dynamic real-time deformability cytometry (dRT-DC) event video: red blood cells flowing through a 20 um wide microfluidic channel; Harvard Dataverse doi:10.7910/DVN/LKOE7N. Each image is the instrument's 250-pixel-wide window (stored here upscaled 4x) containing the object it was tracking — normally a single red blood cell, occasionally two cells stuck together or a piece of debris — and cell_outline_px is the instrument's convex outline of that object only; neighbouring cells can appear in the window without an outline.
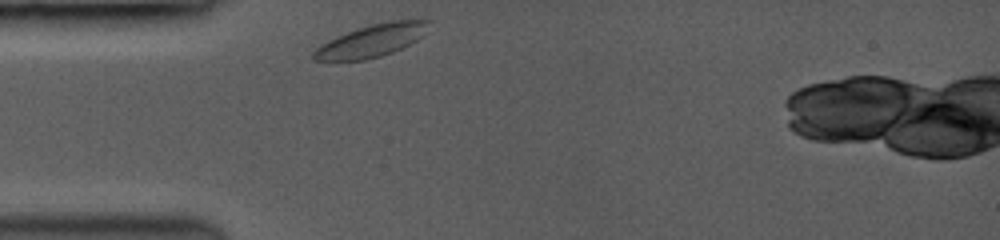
{"species": "common noctule bat (a hibernating species)", "species_latin": "Nyctalus noctula", "temperature_condition": "room temperature", "stored_images_in_passage": 36, "camera_frame_rate_fps": 3500, "um_per_image_px": 0.085, "animal": {"sex": "female", "body_mass_g": 19.0, "forearm_length_mm": 53.3}, "frame": {"image": 1, "passage_image": 1, "time_ms": 0.0, "image_size_px": [1000, 240], "cell_outline_px": [[432, 20], [424, 36], [392, 52], [380, 56], [364, 60], [312, 60], [312, 52], [320, 44], [336, 36], [356, 28], [372, 24], [392, 20]], "centroid_in_image_um": [31.58, 3.45], "position_along_channel_um": 53.4, "area_um2": 21.73}}
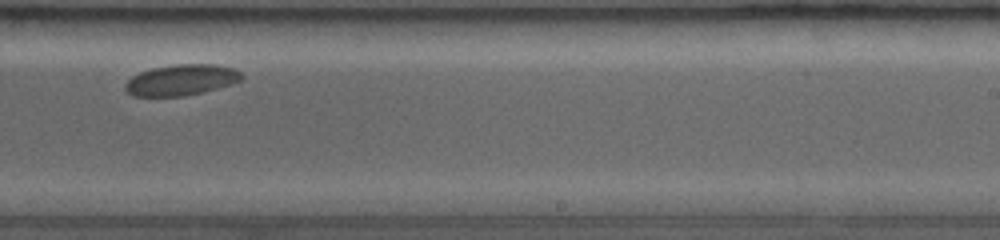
{"frame": {"image": 2, "passage_image": 23, "time_ms": 6.286, "image_size_px": [1000, 240], "cell_outline_px": [[244, 76], [240, 80], [216, 88], [200, 92], [180, 96], [136, 96], [128, 92], [124, 88], [124, 84], [132, 76], [140, 72], [152, 68], [176, 64], [212, 64], [232, 68], [240, 72]], "centroid_in_image_um": [15.36, 6.78], "position_along_channel_um": 273.6, "area_um2": 20.58}}
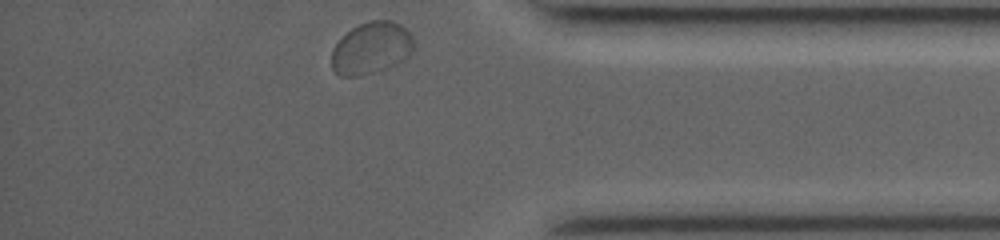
{"frame": {"image": 3, "passage_image": 36, "time_ms": 10.0, "image_size_px": [1000, 240], "cell_outline_px": [[412, 52], [408, 56], [396, 64], [388, 68], [360, 76], [340, 76], [332, 68], [332, 48], [352, 28], [360, 24], [372, 20], [392, 20], [400, 24], [408, 32], [412, 40]], "centroid_in_image_um": [31.55, 4.1], "position_along_channel_um": 403.7, "area_um2": 24.57}}